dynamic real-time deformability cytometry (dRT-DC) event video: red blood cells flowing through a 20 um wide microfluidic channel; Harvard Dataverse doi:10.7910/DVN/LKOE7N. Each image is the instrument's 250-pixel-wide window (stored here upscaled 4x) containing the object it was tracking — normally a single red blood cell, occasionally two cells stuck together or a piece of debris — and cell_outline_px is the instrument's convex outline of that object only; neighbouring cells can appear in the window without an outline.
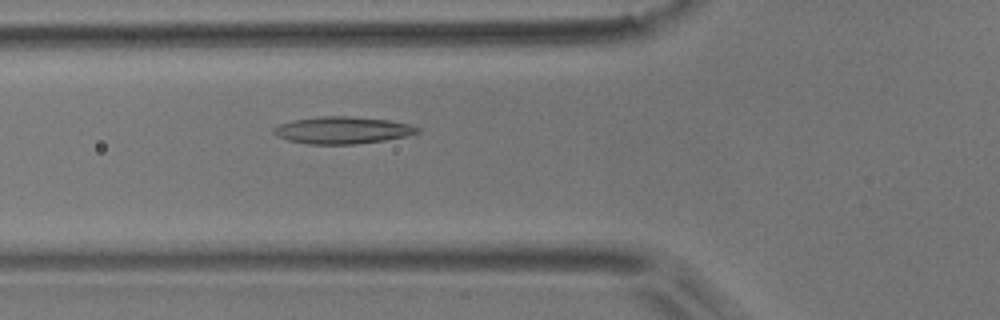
{"species": "common noctule bat (a hibernating species)", "species_latin": "Nyctalus noctula", "temperature_condition": "room temperature", "stored_images_in_passage": 5, "camera_frame_rate_fps": 3000, "um_per_image_px": 0.085, "animal": {"sex": "male", "body_mass_g": 17.9}, "frame": {"image": 1, "passage_image": 5, "time_ms": 1.333, "image_size_px": [1000, 320], "cell_outline_px": [[420, 132], [408, 136], [384, 140], [356, 144], [308, 144], [288, 140], [276, 136], [272, 132], [272, 128], [280, 124], [292, 120], [320, 116], [348, 116], [388, 120], [412, 124], [420, 128]], "centroid_in_image_um": [29.11, 11.06], "position_along_channel_um": 96.7, "area_um2": 22.83}}